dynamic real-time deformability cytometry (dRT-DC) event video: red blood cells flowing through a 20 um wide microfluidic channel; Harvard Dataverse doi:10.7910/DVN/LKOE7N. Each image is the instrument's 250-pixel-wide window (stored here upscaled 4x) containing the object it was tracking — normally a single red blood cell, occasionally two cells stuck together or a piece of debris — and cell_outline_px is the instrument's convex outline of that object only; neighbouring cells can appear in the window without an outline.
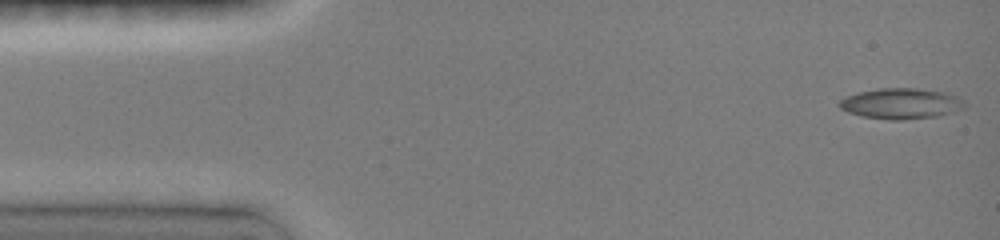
{"species": "common noctule bat (a hibernating species)", "species_latin": "Nyctalus noctula", "temperature_condition": "room temperature", "stored_images_in_passage": 22, "camera_frame_rate_fps": 3000, "um_per_image_px": 0.085, "animal": {"sex": "female", "body_mass_g": 19.0, "forearm_length_mm": 51.5}, "frame": {"image": 1, "passage_image": 1, "time_ms": 0.0, "image_size_px": [1000, 240], "cell_outline_px": [[968, 104], [964, 108], [956, 112], [940, 116], [900, 120], [892, 120], [864, 116], [848, 112], [840, 108], [836, 104], [844, 96], [876, 88], [916, 88], [948, 92], [964, 100]], "centroid_in_image_um": [76.64, 8.8], "position_along_channel_um": 8.4, "area_um2": 22.77}}
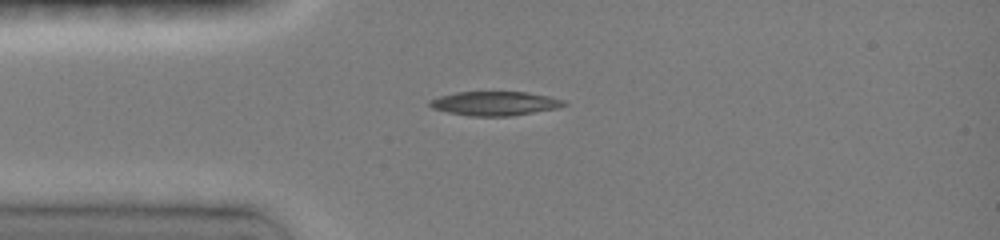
{"frame": {"image": 2, "passage_image": 19, "time_ms": 3.333, "image_size_px": [1000, 240], "cell_outline_px": [[568, 104], [556, 108], [508, 116], [468, 116], [448, 112], [432, 108], [428, 104], [432, 100], [440, 96], [456, 92], [524, 92], [548, 96], [564, 100]], "centroid_in_image_um": [42.04, 8.79], "position_along_channel_um": 43.0, "area_um2": 18.55}}